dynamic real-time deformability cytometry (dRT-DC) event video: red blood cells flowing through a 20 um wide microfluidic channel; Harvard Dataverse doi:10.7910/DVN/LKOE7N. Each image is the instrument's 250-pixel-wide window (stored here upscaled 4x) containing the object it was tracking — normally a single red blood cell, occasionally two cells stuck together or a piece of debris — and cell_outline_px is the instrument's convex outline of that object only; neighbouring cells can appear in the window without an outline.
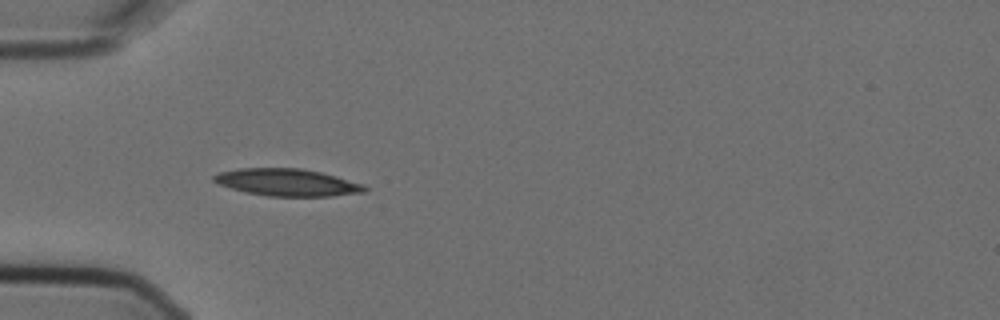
{"species": "Egyptian fruit bat (a non-hibernating species)", "species_latin": "Rousettus aegyptiacus", "temperature_condition": "cold", "stored_images_in_passage": 7, "camera_frame_rate_fps": 3000, "um_per_image_px": 0.085, "animal": {"sex": "female"}, "frame": {"image": 1, "passage_image": 4, "time_ms": 1.0, "image_size_px": [1000, 320], "cell_outline_px": [[368, 188], [364, 192], [332, 196], [268, 196], [244, 192], [220, 184], [212, 180], [212, 176], [220, 172], [240, 168], [300, 168], [320, 172], [336, 176], [364, 184]], "centroid_in_image_um": [24.42, 15.5], "position_along_channel_um": 60.6, "area_um2": 23.81}}
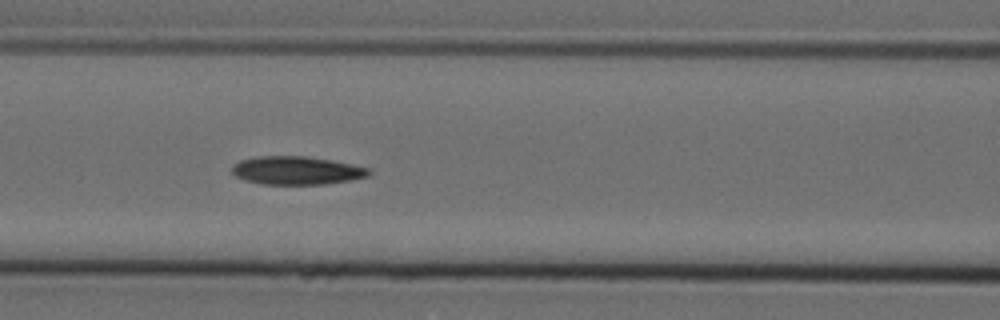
{"frame": {"image": 2, "passage_image": 6, "time_ms": 1.667, "image_size_px": [1000, 320], "cell_outline_px": [[372, 172], [368, 176], [352, 180], [324, 184], [264, 184], [248, 180], [236, 176], [232, 172], [232, 164], [240, 160], [256, 156], [308, 156], [332, 160], [372, 168]], "centroid_in_image_um": [25.26, 14.48], "position_along_channel_um": 141.3, "area_um2": 22.66}}
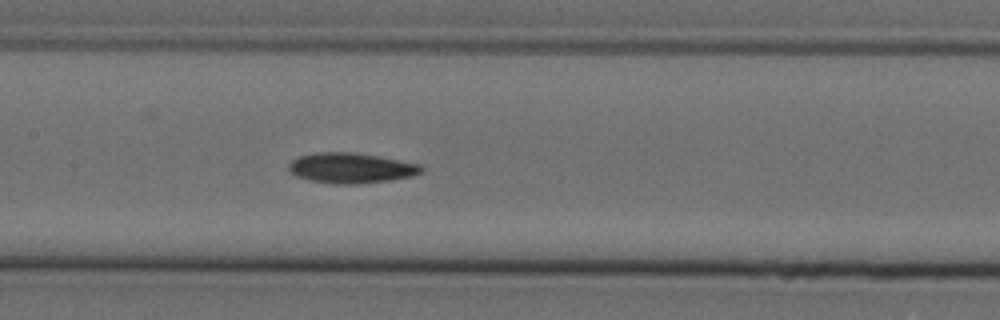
{"frame": {"image": 3, "passage_image": 7, "time_ms": 2.0, "image_size_px": [1000, 320], "cell_outline_px": [[424, 172], [412, 176], [388, 180], [356, 184], [332, 184], [312, 180], [296, 176], [288, 168], [288, 164], [292, 160], [300, 156], [316, 152], [352, 152], [376, 156], [420, 164], [424, 168]], "centroid_in_image_um": [29.84, 14.28], "position_along_channel_um": 177.6, "area_um2": 23.24}}